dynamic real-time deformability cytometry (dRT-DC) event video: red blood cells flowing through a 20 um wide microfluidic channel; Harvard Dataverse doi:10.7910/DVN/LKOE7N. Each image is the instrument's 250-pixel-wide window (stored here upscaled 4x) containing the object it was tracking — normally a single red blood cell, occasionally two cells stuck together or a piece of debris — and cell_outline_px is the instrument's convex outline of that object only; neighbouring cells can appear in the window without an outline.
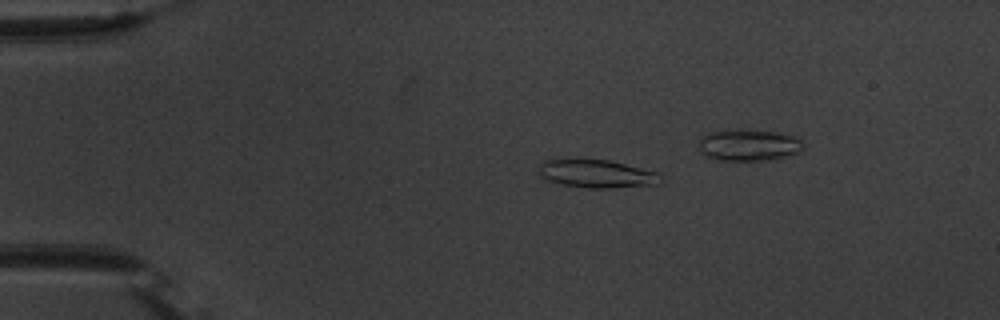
{"species": "common noctule bat (a hibernating species)", "species_latin": "Nyctalus noctula", "temperature_condition": "warm", "stored_images_in_passage": 45, "camera_frame_rate_fps": 3000, "um_per_image_px": 0.085, "animal": {"sex": "male", "body_mass_g": 20.1, "forearm_length_mm": 53.5}, "frame": {"image": 1, "passage_image": 12, "time_ms": 3.667, "image_size_px": [1000, 320], "cell_outline_px": [[664, 180], [656, 184], [612, 188], [588, 188], [564, 184], [548, 180], [540, 176], [540, 164], [544, 160], [608, 160], [656, 172]], "centroid_in_image_um": [50.74, 14.78], "position_along_channel_um": 34.3, "area_um2": 19.42}}
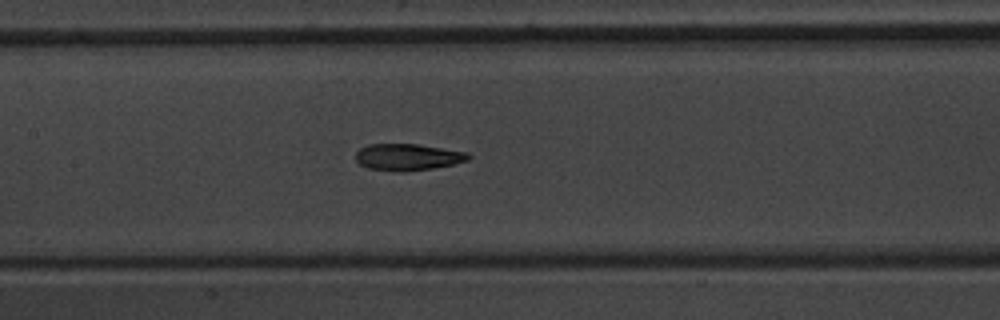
{"frame": {"image": 2, "passage_image": 27, "time_ms": 8.667, "image_size_px": [1000, 320], "cell_outline_px": [[472, 156], [468, 160], [452, 164], [432, 168], [404, 172], [396, 172], [368, 168], [360, 164], [356, 160], [356, 152], [360, 148], [368, 144], [416, 144], [468, 152]], "centroid_in_image_um": [34.64, 13.35], "position_along_channel_um": 172.8, "area_um2": 17.51}}
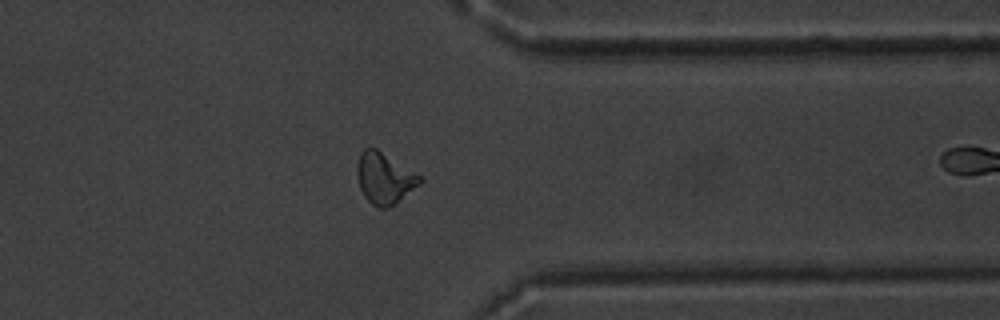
{"frame": {"image": 3, "passage_image": 44, "time_ms": 14.333, "image_size_px": [1000, 320], "cell_outline_px": [[424, 180], [420, 184], [396, 204], [388, 208], [380, 208], [372, 204], [364, 196], [360, 188], [356, 172], [356, 164], [360, 152], [364, 148], [376, 148], [420, 176]], "centroid_in_image_um": [32.65, 15.16], "position_along_channel_um": 378.7, "area_um2": 18.67}}